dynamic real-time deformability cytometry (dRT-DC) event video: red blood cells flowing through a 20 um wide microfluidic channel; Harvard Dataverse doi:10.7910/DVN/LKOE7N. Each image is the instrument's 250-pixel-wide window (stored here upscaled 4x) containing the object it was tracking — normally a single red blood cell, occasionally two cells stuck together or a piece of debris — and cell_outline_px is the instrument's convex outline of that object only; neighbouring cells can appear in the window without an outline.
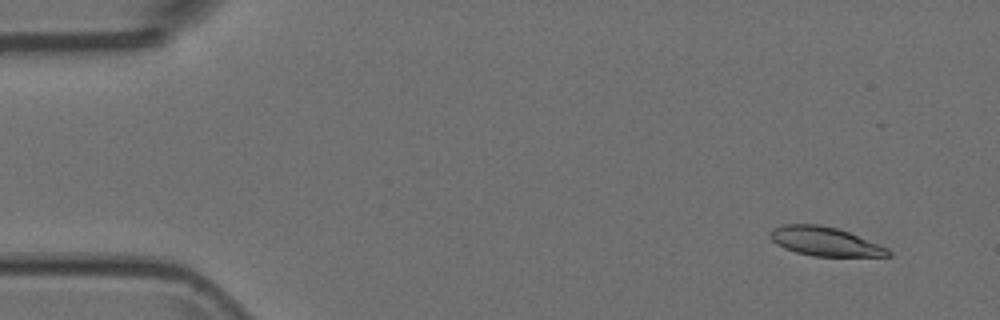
{"species": "Egyptian fruit bat (a non-hibernating species)", "species_latin": "Rousettus aegyptiacus", "temperature_condition": "room temperature", "stored_images_in_passage": 4, "camera_frame_rate_fps": 3000, "um_per_image_px": 0.085, "animal": {"sex": "female"}, "frame": {"image": 1, "passage_image": 1, "time_ms": 0.0, "image_size_px": [1000, 320], "cell_outline_px": [[892, 256], [812, 256], [796, 252], [784, 248], [776, 244], [768, 236], [768, 232], [772, 228], [784, 224], [820, 224], [836, 228], [848, 232], [888, 248], [892, 252]], "centroid_in_image_um": [70.07, 20.52], "position_along_channel_um": 14.9, "area_um2": 19.94}}
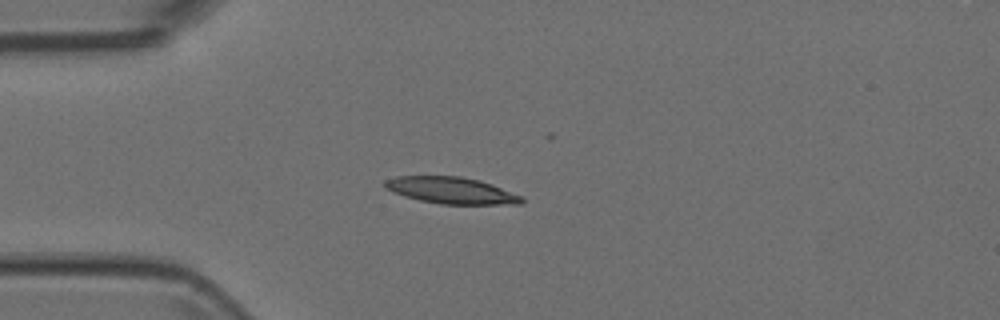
{"frame": {"image": 2, "passage_image": 4, "time_ms": 1.0, "image_size_px": [1000, 320], "cell_outline_px": [[524, 204], [440, 204], [420, 200], [404, 196], [392, 192], [384, 188], [384, 180], [396, 176], [460, 176], [480, 180], [492, 184], [524, 196]], "centroid_in_image_um": [38.38, 16.18], "position_along_channel_um": 46.6, "area_um2": 21.44}}